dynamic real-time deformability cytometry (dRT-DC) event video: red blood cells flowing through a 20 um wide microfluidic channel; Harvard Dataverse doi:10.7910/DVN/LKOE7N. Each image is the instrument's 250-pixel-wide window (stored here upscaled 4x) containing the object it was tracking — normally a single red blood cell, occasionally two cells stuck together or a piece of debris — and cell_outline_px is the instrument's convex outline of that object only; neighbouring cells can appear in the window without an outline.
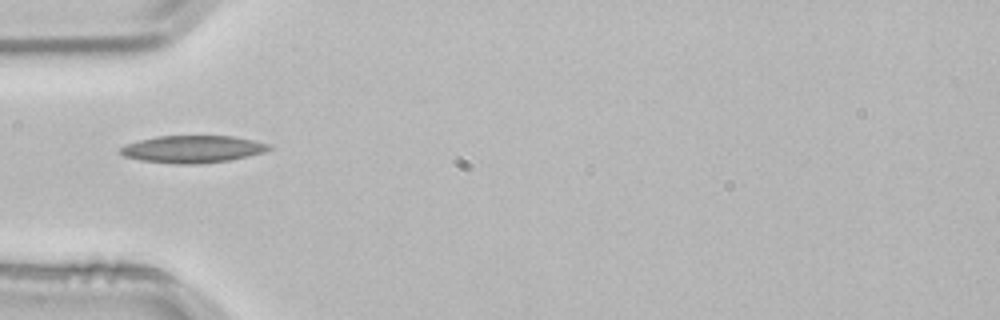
{"species": "common noctule bat (a hibernating species)", "species_latin": "Nyctalus noctula", "temperature_condition": "room temperature", "stored_images_in_passage": 2, "camera_frame_rate_fps": 3000, "um_per_image_px": 0.085, "animal": {"sex": "male", "body_mass_g": 21.5, "forearm_length_mm": 52.0}, "frame": {"image": 1, "passage_image": 2, "time_ms": 0.333, "image_size_px": [1000, 320], "cell_outline_px": [[272, 148], [264, 152], [248, 156], [228, 160], [196, 164], [176, 164], [140, 160], [124, 156], [120, 152], [120, 148], [128, 144], [140, 140], [156, 136], [232, 136], [272, 144]], "centroid_in_image_um": [16.4, 12.67], "position_along_channel_um": 68.6, "area_um2": 23.47}}